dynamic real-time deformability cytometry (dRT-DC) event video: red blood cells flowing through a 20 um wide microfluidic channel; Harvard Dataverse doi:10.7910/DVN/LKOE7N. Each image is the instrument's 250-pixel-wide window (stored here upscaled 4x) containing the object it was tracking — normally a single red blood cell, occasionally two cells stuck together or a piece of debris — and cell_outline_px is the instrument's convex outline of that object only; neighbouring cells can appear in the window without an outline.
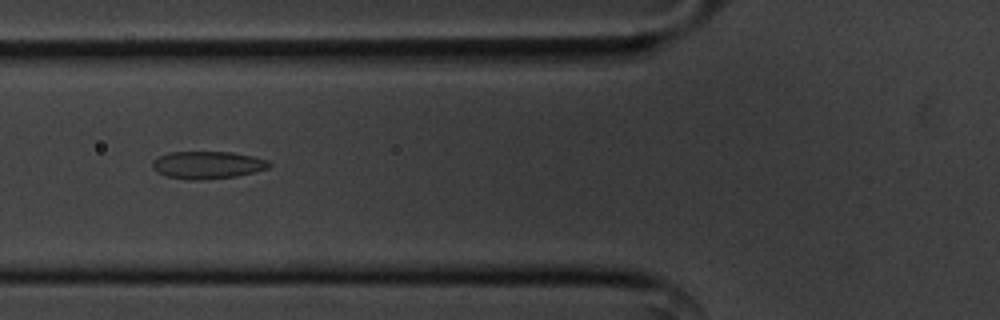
{"species": "common noctule bat (a hibernating species)", "species_latin": "Nyctalus noctula", "temperature_condition": "cold", "stored_images_in_passage": 41, "camera_frame_rate_fps": 3000, "um_per_image_px": 0.085, "animal": {"sex": "male", "body_mass_g": 20.1, "forearm_length_mm": 53.5}, "frame": {"image": 1, "passage_image": 6, "time_ms": 1.667, "image_size_px": [1000, 320], "cell_outline_px": [[272, 164], [268, 168], [236, 176], [200, 180], [192, 180], [168, 176], [156, 172], [152, 168], [152, 160], [168, 152], [232, 152], [252, 156], [268, 160]], "centroid_in_image_um": [17.62, 14.01], "position_along_channel_um": 108.2, "area_um2": 18.61}}
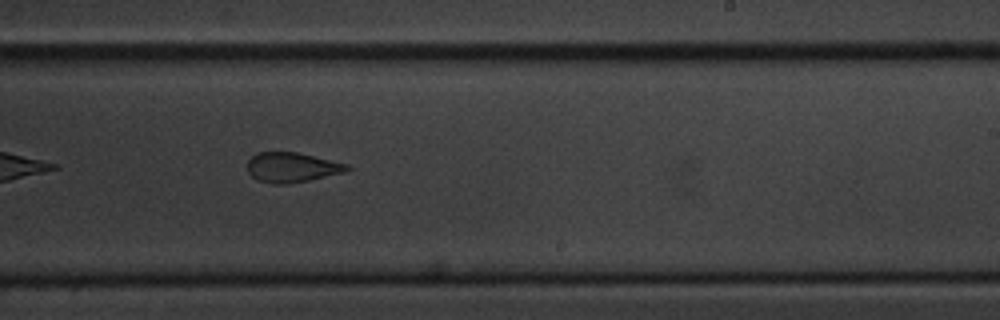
{"frame": {"image": 2, "passage_image": 19, "time_ms": 6.0, "image_size_px": [1000, 320], "cell_outline_px": [[352, 168], [348, 172], [288, 184], [272, 184], [256, 180], [248, 172], [248, 160], [256, 152], [296, 152], [348, 164]], "centroid_in_image_um": [24.82, 14.23], "position_along_channel_um": 264.2, "area_um2": 17.46}}
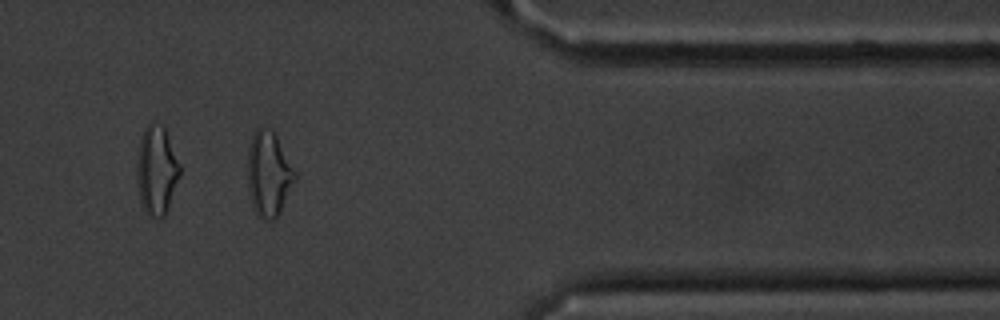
{"frame": {"image": 3, "passage_image": 31, "time_ms": 10.0, "image_size_px": [1000, 320], "cell_outline_px": [[296, 180], [276, 220], [264, 220], [252, 208], [248, 192], [248, 148], [252, 136], [256, 128], [260, 124], [272, 128], [296, 172]], "centroid_in_image_um": [22.83, 14.76], "position_along_channel_um": 388.6, "area_um2": 23.81}, "authors_computed_cell_mechanics": {"area_um2": 18.3226, "velocity_mm_per_s": 3.5966, "shape_relaxation_time_tau1_ms": 4.8504, "shape_relaxation_time_tau2_ms": 2.5989, "deformation_change_tau1": 0.1612, "deformation_change_tau2": 0.1105}}